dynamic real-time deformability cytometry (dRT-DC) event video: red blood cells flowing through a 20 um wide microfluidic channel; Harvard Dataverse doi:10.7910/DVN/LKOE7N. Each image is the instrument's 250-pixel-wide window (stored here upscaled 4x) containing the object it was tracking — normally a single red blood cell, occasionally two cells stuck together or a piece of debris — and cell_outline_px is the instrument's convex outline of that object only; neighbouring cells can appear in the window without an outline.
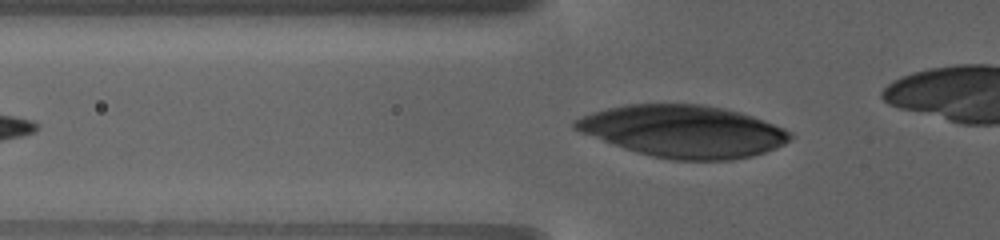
{"species": "human", "species_latin": "Homo sapiens", "temperature_condition": "warm", "stored_images_in_passage": 11, "camera_frame_rate_fps": 3000, "um_per_image_px": 0.085, "donor": {"sex": "female"}, "frame": {"image": 1, "passage_image": 7, "time_ms": 3.0, "image_size_px": [1000, 240], "cell_outline_px": [[792, 136], [784, 144], [764, 152], [752, 156], [732, 160], [672, 160], [652, 156], [636, 152], [624, 148], [580, 132], [572, 128], [572, 124], [576, 120], [592, 112], [608, 108], [628, 104], [704, 104], [724, 108], [740, 112], [764, 120], [784, 128], [792, 132]], "centroid_in_image_um": [58.1, 11.16], "position_along_channel_um": 67.7, "area_um2": 65.03}}